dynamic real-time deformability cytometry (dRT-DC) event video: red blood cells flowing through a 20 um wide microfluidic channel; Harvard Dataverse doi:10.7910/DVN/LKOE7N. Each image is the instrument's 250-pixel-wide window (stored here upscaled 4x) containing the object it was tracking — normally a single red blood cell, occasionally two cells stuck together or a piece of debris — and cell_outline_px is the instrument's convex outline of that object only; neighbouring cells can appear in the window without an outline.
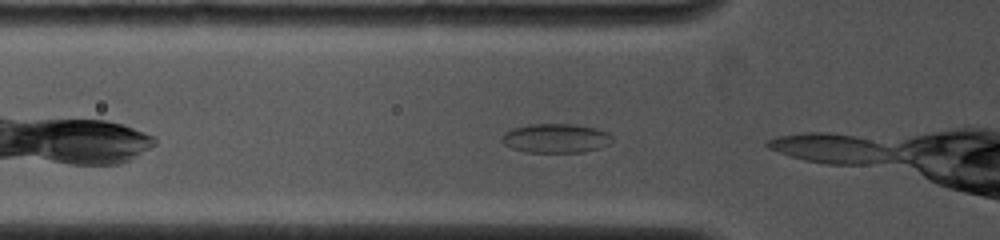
{"species": "common noctule bat (a hibernating species)", "species_latin": "Nyctalus noctula", "temperature_condition": "cold", "stored_images_in_passage": 10, "camera_frame_rate_fps": 4000, "um_per_image_px": 0.085, "animal": {"sex": "female", "body_mass_g": 19.0, "forearm_length_mm": 53.3}, "frame": {"image": 1, "passage_image": 2, "time_ms": 0.5, "image_size_px": [1000, 240], "cell_outline_px": [[612, 140], [608, 144], [600, 148], [584, 152], [524, 152], [512, 148], [504, 144], [500, 140], [504, 132], [512, 128], [528, 124], [576, 124], [596, 128], [608, 132], [612, 136]], "centroid_in_image_um": [47.23, 11.75], "position_along_channel_um": 78.6, "area_um2": 18.96}}